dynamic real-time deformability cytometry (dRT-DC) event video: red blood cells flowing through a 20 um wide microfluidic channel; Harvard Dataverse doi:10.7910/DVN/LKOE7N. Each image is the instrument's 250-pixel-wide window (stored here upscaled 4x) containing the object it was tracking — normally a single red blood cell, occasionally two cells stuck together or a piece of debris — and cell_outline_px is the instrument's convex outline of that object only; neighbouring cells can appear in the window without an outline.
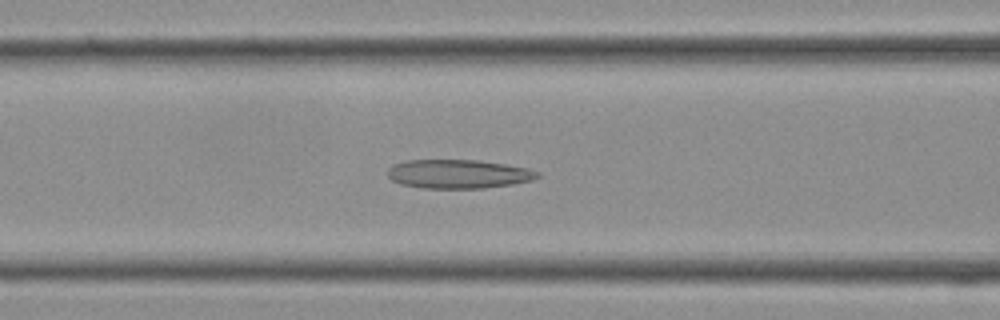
{"species": "Egyptian fruit bat (a non-hibernating species)", "species_latin": "Rousettus aegyptiacus", "temperature_condition": "cold", "stored_images_in_passage": 35, "camera_frame_rate_fps": 3000, "um_per_image_px": 0.085, "frame": {"image": 1, "passage_image": 13, "time_ms": 4.0, "image_size_px": [1000, 320], "cell_outline_px": [[540, 176], [532, 180], [512, 184], [484, 188], [420, 188], [400, 184], [392, 180], [388, 176], [388, 168], [392, 164], [408, 160], [480, 160], [528, 168], [540, 172]], "centroid_in_image_um": [38.95, 14.79], "position_along_channel_um": 127.7, "area_um2": 25.32}}
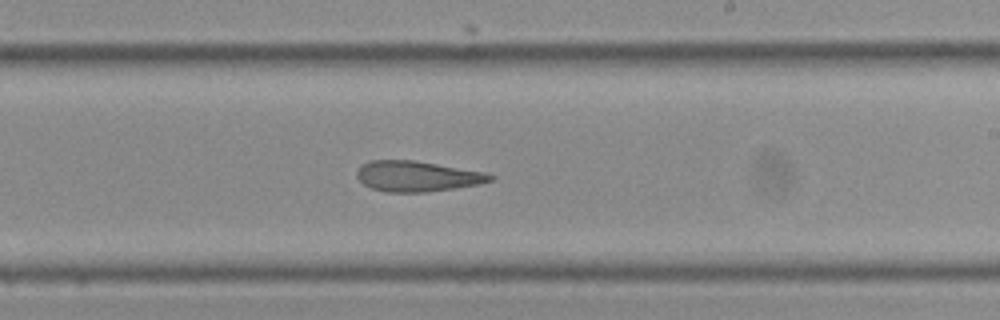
{"frame": {"image": 2, "passage_image": 20, "time_ms": 6.333, "image_size_px": [1000, 320], "cell_outline_px": [[496, 176], [492, 180], [480, 184], [456, 188], [424, 192], [384, 192], [372, 188], [364, 184], [356, 176], [356, 172], [368, 160], [416, 160], [484, 172]], "centroid_in_image_um": [35.47, 14.98], "position_along_channel_um": 253.5, "area_um2": 23.7}}
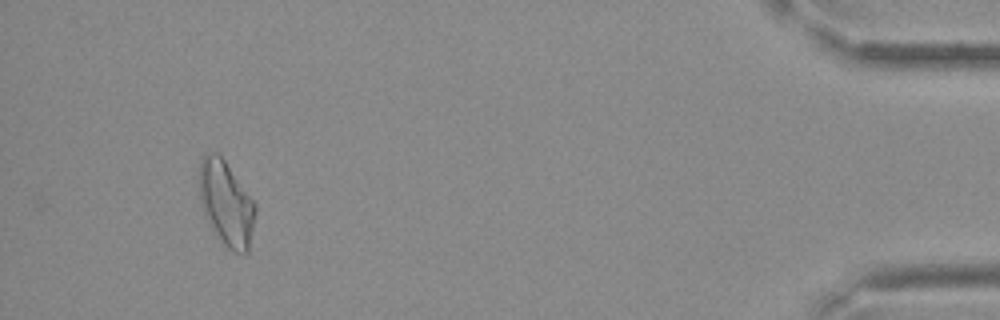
{"frame": {"image": 3, "passage_image": 33, "time_ms": 10.667, "image_size_px": [1000, 320], "cell_outline_px": [[256, 212], [248, 252], [232, 252], [224, 244], [212, 228], [204, 212], [200, 200], [200, 160], [208, 152], [216, 152], [224, 160], [256, 204]], "centroid_in_image_um": [19.24, 17.29], "position_along_channel_um": 416.0, "area_um2": 27.11}}